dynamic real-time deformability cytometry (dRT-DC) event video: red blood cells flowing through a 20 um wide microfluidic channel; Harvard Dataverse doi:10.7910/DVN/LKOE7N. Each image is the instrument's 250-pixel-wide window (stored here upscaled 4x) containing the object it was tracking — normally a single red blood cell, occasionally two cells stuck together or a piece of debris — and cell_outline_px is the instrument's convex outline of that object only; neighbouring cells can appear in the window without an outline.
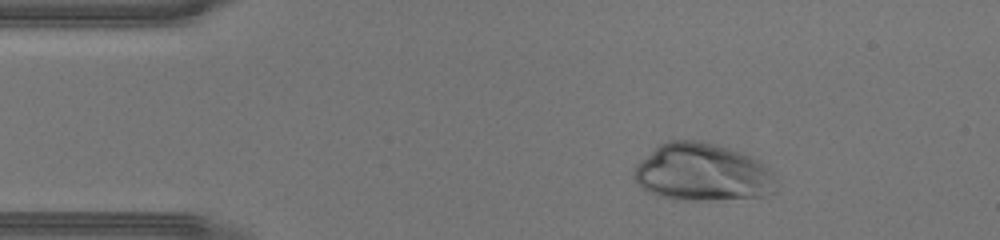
{"species": "human", "species_latin": "Homo sapiens", "temperature_condition": "warm", "stored_images_in_passage": 33, "camera_frame_rate_fps": 3000, "um_per_image_px": 0.085, "donor": {"sex": "male"}, "frame": {"image": 1, "passage_image": 2, "time_ms": 0.333, "image_size_px": [1000, 240], "cell_outline_px": [[780, 192], [764, 196], [700, 200], [676, 200], [656, 196], [640, 188], [632, 176], [636, 164], [640, 160], [660, 144], [668, 140], [700, 140], [716, 144], [740, 152], [760, 160], [772, 172], [776, 180]], "centroid_in_image_um": [59.71, 14.66], "position_along_channel_um": 25.3, "area_um2": 48.38}}
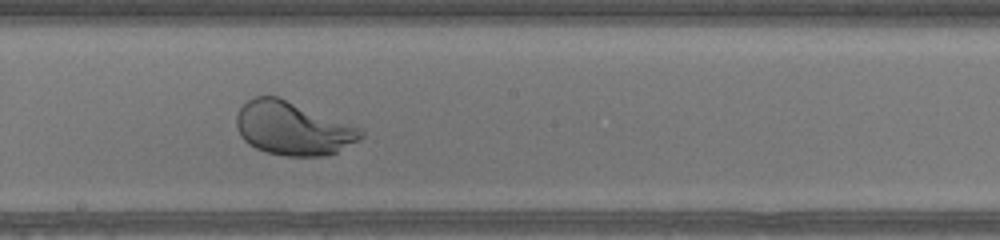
{"frame": {"image": 2, "passage_image": 19, "time_ms": 6.0, "image_size_px": [1000, 240], "cell_outline_px": [[364, 136], [360, 140], [336, 152], [324, 156], [284, 156], [268, 152], [256, 148], [248, 144], [240, 136], [236, 128], [236, 112], [248, 100], [256, 96], [276, 96], [360, 128], [364, 132]], "centroid_in_image_um": [24.86, 10.93], "position_along_channel_um": 223.3, "area_um2": 38.44}}
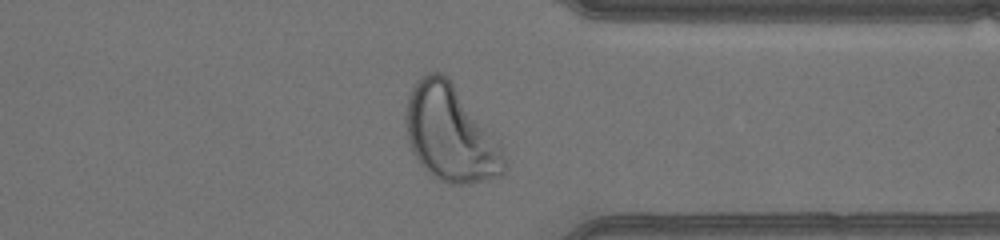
{"frame": {"image": 3, "passage_image": 29, "time_ms": 9.333, "image_size_px": [1000, 240], "cell_outline_px": [[508, 164], [504, 172], [500, 176], [472, 184], [448, 184], [436, 180], [420, 164], [412, 152], [408, 140], [404, 120], [404, 116], [408, 96], [416, 80], [420, 76], [428, 72], [440, 72], [448, 76], [500, 140]], "centroid_in_image_um": [38.31, 11.36], "position_along_channel_um": 373.1, "area_um2": 56.41}}